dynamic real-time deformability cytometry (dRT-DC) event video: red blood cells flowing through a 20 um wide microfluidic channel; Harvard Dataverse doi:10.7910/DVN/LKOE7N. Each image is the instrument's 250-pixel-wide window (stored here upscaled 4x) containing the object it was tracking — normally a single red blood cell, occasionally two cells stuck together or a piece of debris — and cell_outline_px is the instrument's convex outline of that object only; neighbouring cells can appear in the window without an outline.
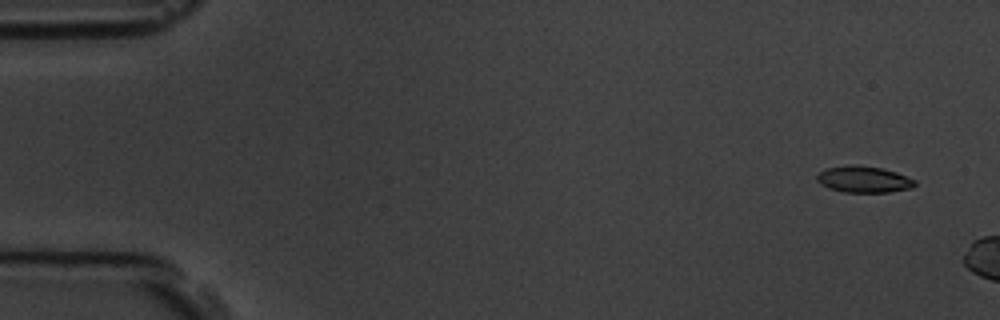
{"species": "common noctule bat (a hibernating species)", "species_latin": "Nyctalus noctula", "temperature_condition": "room temperature", "stored_images_in_passage": 3, "camera_frame_rate_fps": 3000, "um_per_image_px": 0.085, "animal": {"sex": "male", "body_mass_g": 19.5, "forearm_length_mm": 54.6}, "frame": {"image": 1, "passage_image": 1, "time_ms": 0.0, "image_size_px": [1000, 320], "cell_outline_px": [[916, 184], [912, 188], [888, 192], [844, 192], [828, 188], [820, 184], [816, 180], [816, 176], [820, 172], [828, 168], [848, 164], [852, 164], [880, 168], [896, 172], [916, 180]], "centroid_in_image_um": [73.4, 15.25], "position_along_channel_um": 11.6, "area_um2": 15.09}}